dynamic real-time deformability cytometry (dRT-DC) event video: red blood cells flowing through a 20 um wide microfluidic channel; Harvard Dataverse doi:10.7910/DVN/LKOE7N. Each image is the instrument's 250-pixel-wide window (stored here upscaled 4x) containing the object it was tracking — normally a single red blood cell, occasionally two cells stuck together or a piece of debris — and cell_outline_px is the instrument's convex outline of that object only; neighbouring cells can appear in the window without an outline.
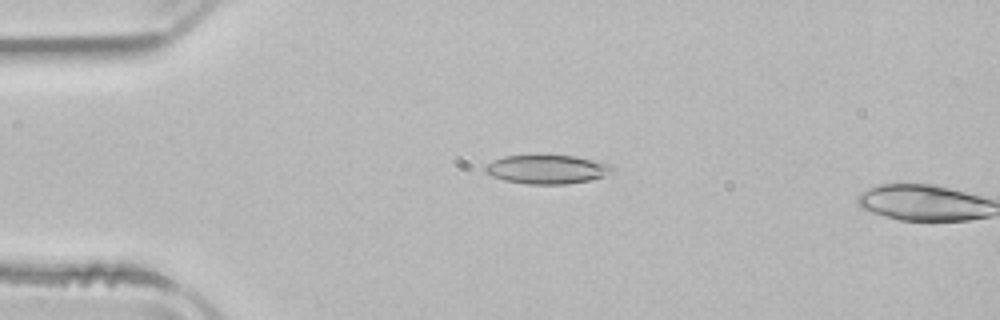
{"species": "common noctule bat (a hibernating species)", "species_latin": "Nyctalus noctula", "temperature_condition": "room temperature", "stored_images_in_passage": 14, "camera_frame_rate_fps": 3000, "um_per_image_px": 0.085, "animal": {"sex": "male", "body_mass_g": 21.5, "forearm_length_mm": 52.0}, "frame": {"image": 1, "passage_image": 12, "time_ms": 3.667, "image_size_px": [1000, 320], "cell_outline_px": [[616, 168], [612, 172], [604, 176], [592, 180], [568, 184], [528, 184], [504, 180], [492, 176], [484, 172], [484, 168], [492, 160], [504, 156], [576, 156], [612, 164]], "centroid_in_image_um": [46.54, 14.4], "position_along_channel_um": 38.5, "area_um2": 21.44}}